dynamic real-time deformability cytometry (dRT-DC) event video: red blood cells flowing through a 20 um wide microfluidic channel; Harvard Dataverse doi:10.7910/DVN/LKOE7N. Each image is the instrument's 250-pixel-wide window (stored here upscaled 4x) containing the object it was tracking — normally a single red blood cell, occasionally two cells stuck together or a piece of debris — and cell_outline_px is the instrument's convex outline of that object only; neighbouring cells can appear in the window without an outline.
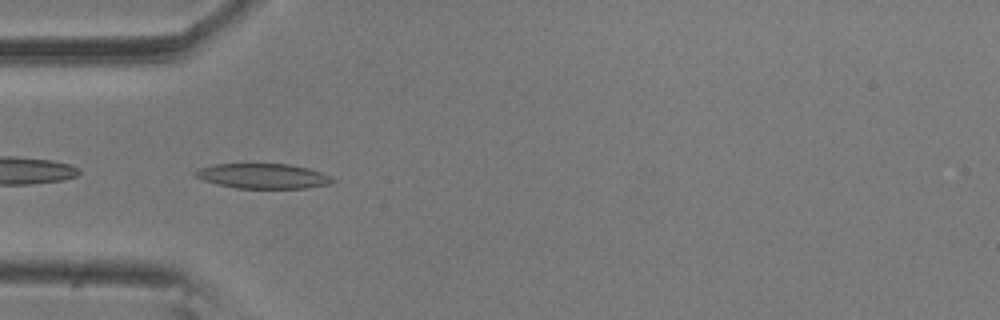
{"species": "common noctule bat (a hibernating species)", "species_latin": "Nyctalus noctula", "temperature_condition": "room temperature", "stored_images_in_passage": 42, "camera_frame_rate_fps": 3000, "um_per_image_px": 0.085, "animal": {"sex": "male", "body_mass_g": 20.5, "forearm_length_mm": 52.5}, "frame": {"image": 1, "passage_image": 2, "time_ms": 0.333, "image_size_px": [1000, 320], "cell_outline_px": [[336, 180], [332, 184], [308, 188], [236, 188], [216, 184], [204, 180], [196, 176], [192, 172], [200, 168], [216, 164], [288, 164], [308, 168], [332, 176]], "centroid_in_image_um": [22.4, 14.97], "position_along_channel_um": 62.6, "area_um2": 20.0}}
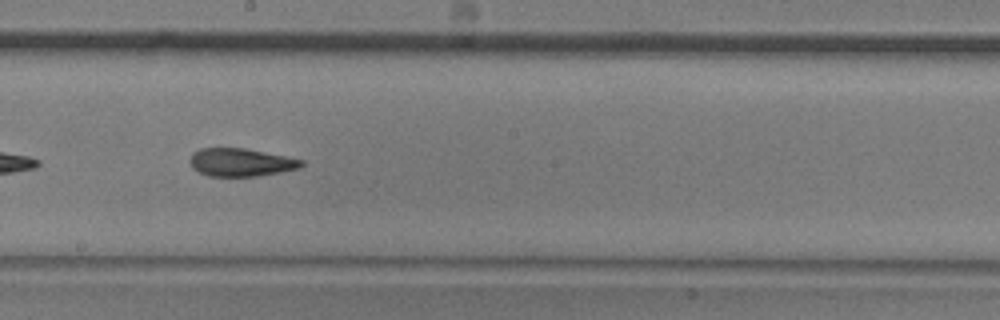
{"frame": {"image": 2, "passage_image": 16, "time_ms": 5.0, "image_size_px": [1000, 320], "cell_outline_px": [[304, 164], [300, 168], [280, 172], [256, 176], [208, 176], [192, 168], [188, 160], [192, 152], [200, 148], [244, 148], [304, 160]], "centroid_in_image_um": [20.43, 13.8], "position_along_channel_um": 227.8, "area_um2": 18.21}}
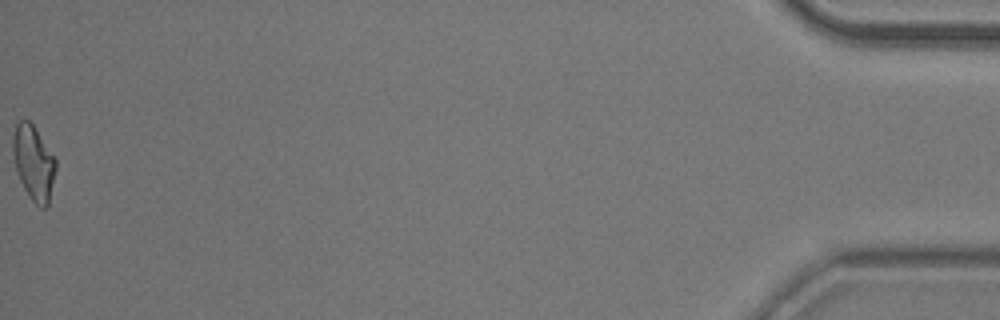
{"frame": {"image": 3, "passage_image": 42, "time_ms": 13.667, "image_size_px": [1000, 320], "cell_outline_px": [[56, 168], [48, 204], [44, 208], [40, 208], [32, 200], [24, 188], [20, 180], [16, 168], [12, 152], [12, 136], [16, 124], [20, 120], [28, 120], [32, 124], [56, 160]], "centroid_in_image_um": [2.84, 13.83], "position_along_channel_um": 432.4, "area_um2": 18.32}, "authors_computed_cell_mechanics": {"area_um2": 18.5827, "velocity_mm_per_s": 3.5305, "shape_relaxation_time_tau1_ms": null, "shape_relaxation_time_tau2_ms": 3.2598, "deformation_change_tau1": null, "deformation_change_tau2": 0.1257}}